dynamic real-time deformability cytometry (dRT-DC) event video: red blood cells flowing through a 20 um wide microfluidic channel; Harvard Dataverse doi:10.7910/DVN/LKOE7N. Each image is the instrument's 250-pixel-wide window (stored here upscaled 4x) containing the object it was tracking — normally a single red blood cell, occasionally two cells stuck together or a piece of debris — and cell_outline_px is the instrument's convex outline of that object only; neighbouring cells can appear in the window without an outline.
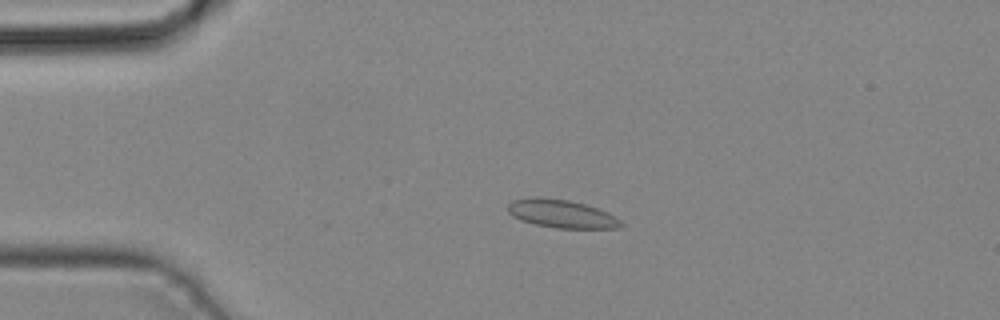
{"species": "common noctule bat (a hibernating species)", "species_latin": "Nyctalus noctula", "temperature_condition": "cold", "stored_images_in_passage": 42, "camera_frame_rate_fps": 3000, "um_per_image_px": 0.085, "animal": {"sex": "male", "body_mass_g": 19.2, "forearm_length_mm": 51.8}, "frame": {"image": 1, "passage_image": 9, "time_ms": 2.667, "image_size_px": [1000, 320], "cell_outline_px": [[624, 224], [620, 228], [556, 228], [536, 224], [520, 220], [512, 216], [508, 212], [508, 204], [512, 200], [540, 196], [568, 200], [584, 204], [608, 212], [616, 216]], "centroid_in_image_um": [47.73, 18.17], "position_along_channel_um": 37.3, "area_um2": 18.61}}
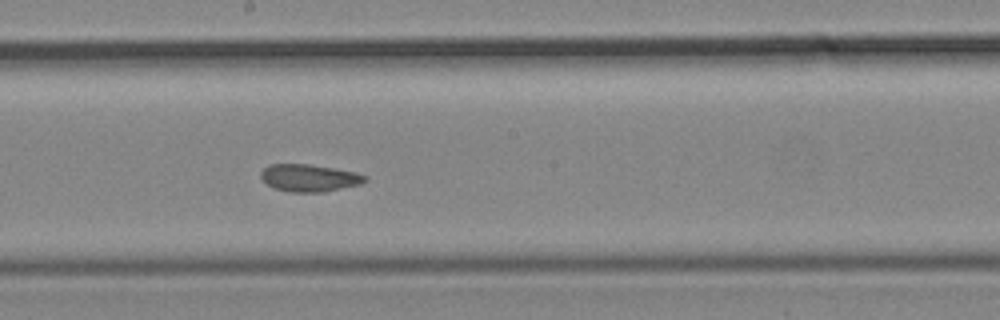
{"frame": {"image": 2, "passage_image": 23, "time_ms": 7.333, "image_size_px": [1000, 320], "cell_outline_px": [[368, 180], [360, 184], [324, 192], [292, 192], [272, 188], [260, 176], [260, 172], [268, 164], [308, 164], [356, 172], [368, 176]], "centroid_in_image_um": [26.29, 15.12], "position_along_channel_um": 221.9, "area_um2": 16.59}}
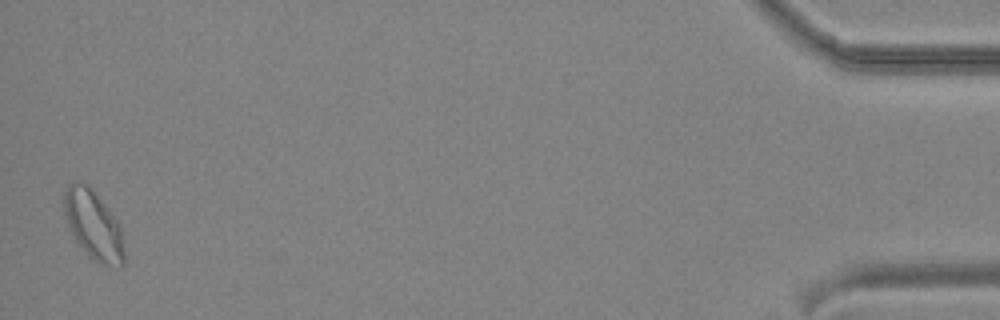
{"frame": {"image": 3, "passage_image": 42, "time_ms": 13.667, "image_size_px": [1000, 320], "cell_outline_px": [[124, 264], [120, 268], [100, 264], [76, 240], [68, 228], [64, 212], [64, 192], [68, 184], [76, 180], [80, 180], [88, 184], [120, 224], [124, 252]], "centroid_in_image_um": [7.94, 19.09], "position_along_channel_um": 427.3, "area_um2": 23.99}}